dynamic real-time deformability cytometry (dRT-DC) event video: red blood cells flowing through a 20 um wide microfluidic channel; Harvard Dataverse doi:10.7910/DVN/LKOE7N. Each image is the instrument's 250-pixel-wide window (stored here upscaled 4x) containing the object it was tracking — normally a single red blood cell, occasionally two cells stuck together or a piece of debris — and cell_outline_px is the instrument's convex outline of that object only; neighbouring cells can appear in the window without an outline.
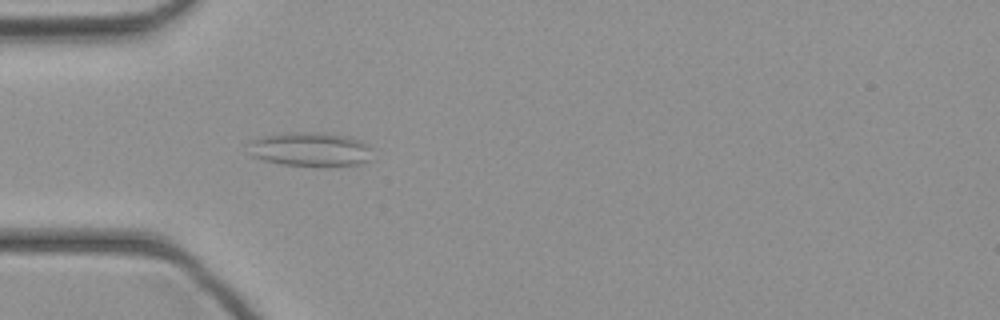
{"species": "common noctule bat (a hibernating species)", "species_latin": "Nyctalus noctula", "temperature_condition": "cold", "stored_images_in_passage": 37, "camera_frame_rate_fps": 3000, "um_per_image_px": 0.085, "animal": {"sex": "female", "body_mass_g": 21.9}, "frame": {"image": 1, "passage_image": 6, "time_ms": 1.667, "image_size_px": [1000, 320], "cell_outline_px": [[376, 148], [372, 160], [360, 164], [332, 168], [316, 168], [280, 164], [264, 160], [252, 156], [248, 140], [264, 136], [284, 132], [324, 132], [348, 136], [360, 140]], "centroid_in_image_um": [26.5, 12.72], "position_along_channel_um": 58.5, "area_um2": 26.07}}
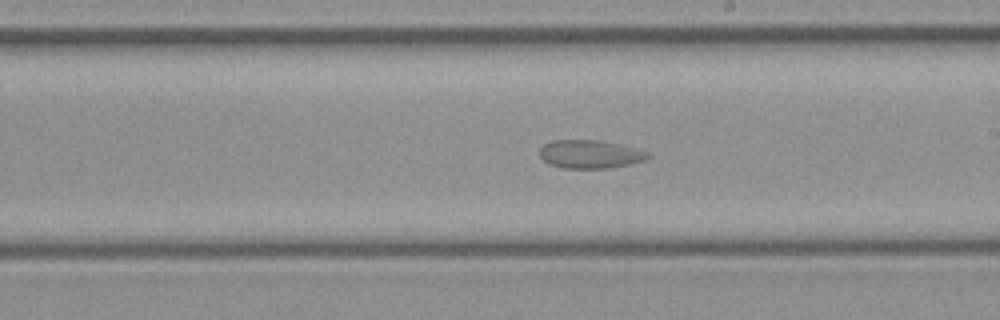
{"frame": {"image": 2, "passage_image": 18, "time_ms": 5.667, "image_size_px": [1000, 320], "cell_outline_px": [[652, 156], [648, 160], [608, 168], [564, 168], [548, 164], [540, 156], [540, 148], [544, 144], [552, 140], [596, 140], [620, 144], [636, 148], [648, 152]], "centroid_in_image_um": [50.18, 13.1], "position_along_channel_um": 238.8, "area_um2": 17.92}}
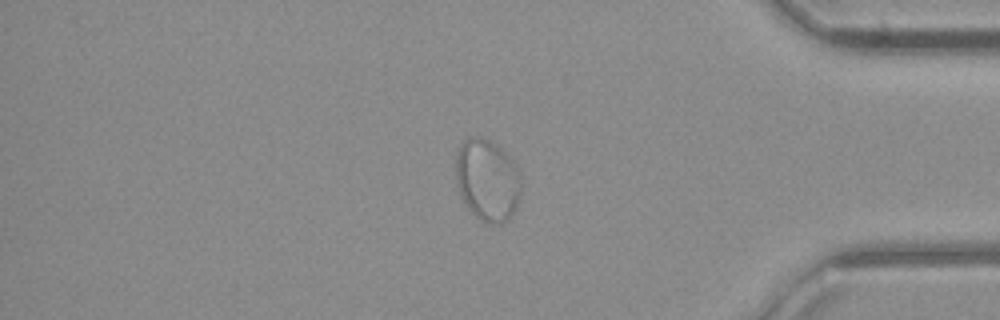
{"frame": {"image": 3, "passage_image": 30, "time_ms": 9.667, "image_size_px": [1000, 320], "cell_outline_px": [[520, 196], [516, 208], [508, 220], [500, 224], [488, 224], [480, 220], [468, 208], [456, 184], [456, 156], [460, 144], [468, 136], [480, 136], [492, 140], [516, 164], [520, 176]], "centroid_in_image_um": [41.42, 15.29], "position_along_channel_um": 393.8, "area_um2": 31.39}}